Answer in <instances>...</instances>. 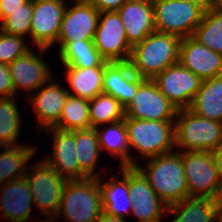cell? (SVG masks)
Returning a JSON list of instances; mask_svg holds the SVG:
<instances>
[{
  "mask_svg": "<svg viewBox=\"0 0 222 222\" xmlns=\"http://www.w3.org/2000/svg\"><path fill=\"white\" fill-rule=\"evenodd\" d=\"M0 152V186L12 180L24 177L29 161L35 158L37 147L33 145L3 146ZM34 157V158H33Z\"/></svg>",
  "mask_w": 222,
  "mask_h": 222,
  "instance_id": "28",
  "label": "cell"
},
{
  "mask_svg": "<svg viewBox=\"0 0 222 222\" xmlns=\"http://www.w3.org/2000/svg\"><path fill=\"white\" fill-rule=\"evenodd\" d=\"M135 167L145 176L157 196L167 205L188 198L181 152L173 151L146 159Z\"/></svg>",
  "mask_w": 222,
  "mask_h": 222,
  "instance_id": "1",
  "label": "cell"
},
{
  "mask_svg": "<svg viewBox=\"0 0 222 222\" xmlns=\"http://www.w3.org/2000/svg\"><path fill=\"white\" fill-rule=\"evenodd\" d=\"M200 5L204 10L209 9V0H184Z\"/></svg>",
  "mask_w": 222,
  "mask_h": 222,
  "instance_id": "41",
  "label": "cell"
},
{
  "mask_svg": "<svg viewBox=\"0 0 222 222\" xmlns=\"http://www.w3.org/2000/svg\"><path fill=\"white\" fill-rule=\"evenodd\" d=\"M128 191L132 201L131 214L138 222H162L167 211L165 204L150 187L145 176L128 166Z\"/></svg>",
  "mask_w": 222,
  "mask_h": 222,
  "instance_id": "15",
  "label": "cell"
},
{
  "mask_svg": "<svg viewBox=\"0 0 222 222\" xmlns=\"http://www.w3.org/2000/svg\"><path fill=\"white\" fill-rule=\"evenodd\" d=\"M166 213L174 216L170 222H218L222 218L213 198L189 197L168 205Z\"/></svg>",
  "mask_w": 222,
  "mask_h": 222,
  "instance_id": "23",
  "label": "cell"
},
{
  "mask_svg": "<svg viewBox=\"0 0 222 222\" xmlns=\"http://www.w3.org/2000/svg\"><path fill=\"white\" fill-rule=\"evenodd\" d=\"M44 131L50 134L53 140L52 154L45 155L44 159L67 181L88 178L77 164L75 130H61L52 127Z\"/></svg>",
  "mask_w": 222,
  "mask_h": 222,
  "instance_id": "18",
  "label": "cell"
},
{
  "mask_svg": "<svg viewBox=\"0 0 222 222\" xmlns=\"http://www.w3.org/2000/svg\"><path fill=\"white\" fill-rule=\"evenodd\" d=\"M1 25H2V18H1V14H0V29H1Z\"/></svg>",
  "mask_w": 222,
  "mask_h": 222,
  "instance_id": "45",
  "label": "cell"
},
{
  "mask_svg": "<svg viewBox=\"0 0 222 222\" xmlns=\"http://www.w3.org/2000/svg\"><path fill=\"white\" fill-rule=\"evenodd\" d=\"M174 124L176 151L212 152L222 147L220 122L199 117L189 109H181L177 111Z\"/></svg>",
  "mask_w": 222,
  "mask_h": 222,
  "instance_id": "4",
  "label": "cell"
},
{
  "mask_svg": "<svg viewBox=\"0 0 222 222\" xmlns=\"http://www.w3.org/2000/svg\"><path fill=\"white\" fill-rule=\"evenodd\" d=\"M193 37L207 48L222 55V8L205 10Z\"/></svg>",
  "mask_w": 222,
  "mask_h": 222,
  "instance_id": "31",
  "label": "cell"
},
{
  "mask_svg": "<svg viewBox=\"0 0 222 222\" xmlns=\"http://www.w3.org/2000/svg\"><path fill=\"white\" fill-rule=\"evenodd\" d=\"M105 180L104 177L103 179L102 177L98 178L103 212L128 219L126 217L131 215L133 205L128 191V166L120 167L117 174L115 173L109 180Z\"/></svg>",
  "mask_w": 222,
  "mask_h": 222,
  "instance_id": "22",
  "label": "cell"
},
{
  "mask_svg": "<svg viewBox=\"0 0 222 222\" xmlns=\"http://www.w3.org/2000/svg\"><path fill=\"white\" fill-rule=\"evenodd\" d=\"M14 96V88L10 76L9 65L0 63V98Z\"/></svg>",
  "mask_w": 222,
  "mask_h": 222,
  "instance_id": "36",
  "label": "cell"
},
{
  "mask_svg": "<svg viewBox=\"0 0 222 222\" xmlns=\"http://www.w3.org/2000/svg\"><path fill=\"white\" fill-rule=\"evenodd\" d=\"M66 0H33L30 39L32 47L54 48L66 10Z\"/></svg>",
  "mask_w": 222,
  "mask_h": 222,
  "instance_id": "10",
  "label": "cell"
},
{
  "mask_svg": "<svg viewBox=\"0 0 222 222\" xmlns=\"http://www.w3.org/2000/svg\"><path fill=\"white\" fill-rule=\"evenodd\" d=\"M214 161L216 164L217 174L220 181V184L222 185V147L218 148L215 151H212Z\"/></svg>",
  "mask_w": 222,
  "mask_h": 222,
  "instance_id": "39",
  "label": "cell"
},
{
  "mask_svg": "<svg viewBox=\"0 0 222 222\" xmlns=\"http://www.w3.org/2000/svg\"><path fill=\"white\" fill-rule=\"evenodd\" d=\"M99 12L117 11L128 0H88Z\"/></svg>",
  "mask_w": 222,
  "mask_h": 222,
  "instance_id": "37",
  "label": "cell"
},
{
  "mask_svg": "<svg viewBox=\"0 0 222 222\" xmlns=\"http://www.w3.org/2000/svg\"><path fill=\"white\" fill-rule=\"evenodd\" d=\"M54 128L70 131L91 128L89 100L68 94L59 122Z\"/></svg>",
  "mask_w": 222,
  "mask_h": 222,
  "instance_id": "32",
  "label": "cell"
},
{
  "mask_svg": "<svg viewBox=\"0 0 222 222\" xmlns=\"http://www.w3.org/2000/svg\"><path fill=\"white\" fill-rule=\"evenodd\" d=\"M33 14V0H29L22 6V9L10 12L2 20L1 31L11 34L30 38L31 20Z\"/></svg>",
  "mask_w": 222,
  "mask_h": 222,
  "instance_id": "34",
  "label": "cell"
},
{
  "mask_svg": "<svg viewBox=\"0 0 222 222\" xmlns=\"http://www.w3.org/2000/svg\"><path fill=\"white\" fill-rule=\"evenodd\" d=\"M53 80L54 77L27 97L41 131L52 128L59 122L69 94L62 82Z\"/></svg>",
  "mask_w": 222,
  "mask_h": 222,
  "instance_id": "16",
  "label": "cell"
},
{
  "mask_svg": "<svg viewBox=\"0 0 222 222\" xmlns=\"http://www.w3.org/2000/svg\"><path fill=\"white\" fill-rule=\"evenodd\" d=\"M48 50L49 49L38 48V54V52L36 53L34 51L33 47L27 54L16 58L9 64L14 97L20 92L19 90H23L27 93L29 92V96L54 77L53 70H51V67L42 57Z\"/></svg>",
  "mask_w": 222,
  "mask_h": 222,
  "instance_id": "14",
  "label": "cell"
},
{
  "mask_svg": "<svg viewBox=\"0 0 222 222\" xmlns=\"http://www.w3.org/2000/svg\"><path fill=\"white\" fill-rule=\"evenodd\" d=\"M181 38L154 31L132 47L129 59L132 70L141 78L153 79L167 67L179 62Z\"/></svg>",
  "mask_w": 222,
  "mask_h": 222,
  "instance_id": "2",
  "label": "cell"
},
{
  "mask_svg": "<svg viewBox=\"0 0 222 222\" xmlns=\"http://www.w3.org/2000/svg\"><path fill=\"white\" fill-rule=\"evenodd\" d=\"M131 47L156 31L152 0H128L117 10Z\"/></svg>",
  "mask_w": 222,
  "mask_h": 222,
  "instance_id": "19",
  "label": "cell"
},
{
  "mask_svg": "<svg viewBox=\"0 0 222 222\" xmlns=\"http://www.w3.org/2000/svg\"><path fill=\"white\" fill-rule=\"evenodd\" d=\"M189 197L216 199L220 181L211 151L181 152Z\"/></svg>",
  "mask_w": 222,
  "mask_h": 222,
  "instance_id": "8",
  "label": "cell"
},
{
  "mask_svg": "<svg viewBox=\"0 0 222 222\" xmlns=\"http://www.w3.org/2000/svg\"><path fill=\"white\" fill-rule=\"evenodd\" d=\"M96 130L101 151L106 150L109 153V158L117 157L120 160V167L136 166L139 163L130 154L124 119L99 126Z\"/></svg>",
  "mask_w": 222,
  "mask_h": 222,
  "instance_id": "24",
  "label": "cell"
},
{
  "mask_svg": "<svg viewBox=\"0 0 222 222\" xmlns=\"http://www.w3.org/2000/svg\"><path fill=\"white\" fill-rule=\"evenodd\" d=\"M155 29L158 32L187 38L193 36L205 10L184 0H152Z\"/></svg>",
  "mask_w": 222,
  "mask_h": 222,
  "instance_id": "7",
  "label": "cell"
},
{
  "mask_svg": "<svg viewBox=\"0 0 222 222\" xmlns=\"http://www.w3.org/2000/svg\"><path fill=\"white\" fill-rule=\"evenodd\" d=\"M93 43L108 62L130 59L132 47L127 41L123 22L117 11L100 12Z\"/></svg>",
  "mask_w": 222,
  "mask_h": 222,
  "instance_id": "11",
  "label": "cell"
},
{
  "mask_svg": "<svg viewBox=\"0 0 222 222\" xmlns=\"http://www.w3.org/2000/svg\"><path fill=\"white\" fill-rule=\"evenodd\" d=\"M16 98H0V147L20 145L22 117Z\"/></svg>",
  "mask_w": 222,
  "mask_h": 222,
  "instance_id": "30",
  "label": "cell"
},
{
  "mask_svg": "<svg viewBox=\"0 0 222 222\" xmlns=\"http://www.w3.org/2000/svg\"><path fill=\"white\" fill-rule=\"evenodd\" d=\"M152 80L178 110L190 108L203 81L179 62L167 67Z\"/></svg>",
  "mask_w": 222,
  "mask_h": 222,
  "instance_id": "12",
  "label": "cell"
},
{
  "mask_svg": "<svg viewBox=\"0 0 222 222\" xmlns=\"http://www.w3.org/2000/svg\"><path fill=\"white\" fill-rule=\"evenodd\" d=\"M75 153L79 169L88 178L103 177L96 171L102 154L96 128L75 130Z\"/></svg>",
  "mask_w": 222,
  "mask_h": 222,
  "instance_id": "27",
  "label": "cell"
},
{
  "mask_svg": "<svg viewBox=\"0 0 222 222\" xmlns=\"http://www.w3.org/2000/svg\"><path fill=\"white\" fill-rule=\"evenodd\" d=\"M144 80L131 68L129 61L106 62L103 93L113 96L125 108L134 98L138 85Z\"/></svg>",
  "mask_w": 222,
  "mask_h": 222,
  "instance_id": "21",
  "label": "cell"
},
{
  "mask_svg": "<svg viewBox=\"0 0 222 222\" xmlns=\"http://www.w3.org/2000/svg\"><path fill=\"white\" fill-rule=\"evenodd\" d=\"M179 63L202 80L222 75V55L207 48L193 36L181 39Z\"/></svg>",
  "mask_w": 222,
  "mask_h": 222,
  "instance_id": "17",
  "label": "cell"
},
{
  "mask_svg": "<svg viewBox=\"0 0 222 222\" xmlns=\"http://www.w3.org/2000/svg\"><path fill=\"white\" fill-rule=\"evenodd\" d=\"M29 184L24 177L0 186V214L8 222H27L33 209Z\"/></svg>",
  "mask_w": 222,
  "mask_h": 222,
  "instance_id": "20",
  "label": "cell"
},
{
  "mask_svg": "<svg viewBox=\"0 0 222 222\" xmlns=\"http://www.w3.org/2000/svg\"><path fill=\"white\" fill-rule=\"evenodd\" d=\"M58 51L61 63L71 67L105 66L107 62L96 49L93 41H69Z\"/></svg>",
  "mask_w": 222,
  "mask_h": 222,
  "instance_id": "29",
  "label": "cell"
},
{
  "mask_svg": "<svg viewBox=\"0 0 222 222\" xmlns=\"http://www.w3.org/2000/svg\"><path fill=\"white\" fill-rule=\"evenodd\" d=\"M65 67V77L68 82L66 90L70 95L78 96L86 100H92L98 94L103 93V77L105 66H93L87 68Z\"/></svg>",
  "mask_w": 222,
  "mask_h": 222,
  "instance_id": "25",
  "label": "cell"
},
{
  "mask_svg": "<svg viewBox=\"0 0 222 222\" xmlns=\"http://www.w3.org/2000/svg\"><path fill=\"white\" fill-rule=\"evenodd\" d=\"M189 110L199 117L222 123V75L202 81Z\"/></svg>",
  "mask_w": 222,
  "mask_h": 222,
  "instance_id": "26",
  "label": "cell"
},
{
  "mask_svg": "<svg viewBox=\"0 0 222 222\" xmlns=\"http://www.w3.org/2000/svg\"><path fill=\"white\" fill-rule=\"evenodd\" d=\"M96 222H128V221L127 219L115 217L105 212H102V214L99 216Z\"/></svg>",
  "mask_w": 222,
  "mask_h": 222,
  "instance_id": "40",
  "label": "cell"
},
{
  "mask_svg": "<svg viewBox=\"0 0 222 222\" xmlns=\"http://www.w3.org/2000/svg\"><path fill=\"white\" fill-rule=\"evenodd\" d=\"M71 1L73 3L67 4L63 15L58 49L69 41H93L97 29L100 12L88 0Z\"/></svg>",
  "mask_w": 222,
  "mask_h": 222,
  "instance_id": "13",
  "label": "cell"
},
{
  "mask_svg": "<svg viewBox=\"0 0 222 222\" xmlns=\"http://www.w3.org/2000/svg\"><path fill=\"white\" fill-rule=\"evenodd\" d=\"M209 8H222V0H209Z\"/></svg>",
  "mask_w": 222,
  "mask_h": 222,
  "instance_id": "43",
  "label": "cell"
},
{
  "mask_svg": "<svg viewBox=\"0 0 222 222\" xmlns=\"http://www.w3.org/2000/svg\"><path fill=\"white\" fill-rule=\"evenodd\" d=\"M216 203L218 207L219 214L222 216V185L218 191V195L216 197Z\"/></svg>",
  "mask_w": 222,
  "mask_h": 222,
  "instance_id": "42",
  "label": "cell"
},
{
  "mask_svg": "<svg viewBox=\"0 0 222 222\" xmlns=\"http://www.w3.org/2000/svg\"><path fill=\"white\" fill-rule=\"evenodd\" d=\"M103 212L98 178L67 181L55 219L65 222H96Z\"/></svg>",
  "mask_w": 222,
  "mask_h": 222,
  "instance_id": "3",
  "label": "cell"
},
{
  "mask_svg": "<svg viewBox=\"0 0 222 222\" xmlns=\"http://www.w3.org/2000/svg\"><path fill=\"white\" fill-rule=\"evenodd\" d=\"M29 0H0V14L2 20L7 17L10 12L22 9V6Z\"/></svg>",
  "mask_w": 222,
  "mask_h": 222,
  "instance_id": "38",
  "label": "cell"
},
{
  "mask_svg": "<svg viewBox=\"0 0 222 222\" xmlns=\"http://www.w3.org/2000/svg\"><path fill=\"white\" fill-rule=\"evenodd\" d=\"M30 166V167H29ZM25 178L32 194L33 206L44 218L55 217L67 182L44 158L29 163Z\"/></svg>",
  "mask_w": 222,
  "mask_h": 222,
  "instance_id": "6",
  "label": "cell"
},
{
  "mask_svg": "<svg viewBox=\"0 0 222 222\" xmlns=\"http://www.w3.org/2000/svg\"><path fill=\"white\" fill-rule=\"evenodd\" d=\"M26 39L28 38L7 34L0 30V63L9 65L16 58L32 50Z\"/></svg>",
  "mask_w": 222,
  "mask_h": 222,
  "instance_id": "35",
  "label": "cell"
},
{
  "mask_svg": "<svg viewBox=\"0 0 222 222\" xmlns=\"http://www.w3.org/2000/svg\"><path fill=\"white\" fill-rule=\"evenodd\" d=\"M178 109L161 93L152 79H144L124 108L125 118L175 121Z\"/></svg>",
  "mask_w": 222,
  "mask_h": 222,
  "instance_id": "9",
  "label": "cell"
},
{
  "mask_svg": "<svg viewBox=\"0 0 222 222\" xmlns=\"http://www.w3.org/2000/svg\"><path fill=\"white\" fill-rule=\"evenodd\" d=\"M42 218L43 219L40 218L36 222H57L58 221L54 217H51V218H44V217H42ZM58 222H60V221H58Z\"/></svg>",
  "mask_w": 222,
  "mask_h": 222,
  "instance_id": "44",
  "label": "cell"
},
{
  "mask_svg": "<svg viewBox=\"0 0 222 222\" xmlns=\"http://www.w3.org/2000/svg\"><path fill=\"white\" fill-rule=\"evenodd\" d=\"M91 128L121 121L125 118L124 107L113 96L101 93L89 100Z\"/></svg>",
  "mask_w": 222,
  "mask_h": 222,
  "instance_id": "33",
  "label": "cell"
},
{
  "mask_svg": "<svg viewBox=\"0 0 222 222\" xmlns=\"http://www.w3.org/2000/svg\"><path fill=\"white\" fill-rule=\"evenodd\" d=\"M124 120L130 153L135 148L141 159H148L175 151L174 121Z\"/></svg>",
  "mask_w": 222,
  "mask_h": 222,
  "instance_id": "5",
  "label": "cell"
}]
</instances>
